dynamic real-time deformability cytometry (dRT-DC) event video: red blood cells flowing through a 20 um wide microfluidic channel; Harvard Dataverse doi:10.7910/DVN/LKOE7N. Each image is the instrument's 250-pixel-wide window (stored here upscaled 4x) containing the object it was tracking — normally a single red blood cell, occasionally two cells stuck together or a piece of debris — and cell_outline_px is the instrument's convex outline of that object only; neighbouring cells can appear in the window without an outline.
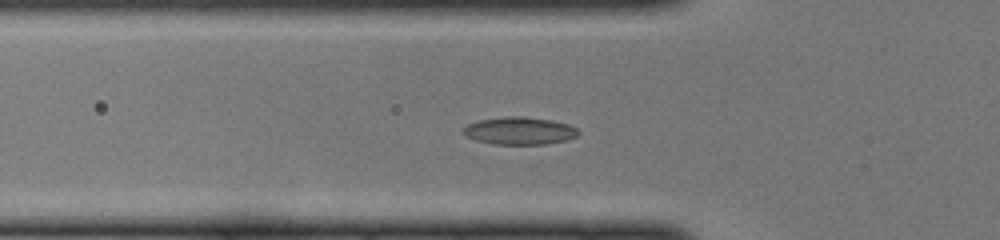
{"species": "common noctule bat (a hibernating species)", "species_latin": "Nyctalus noctula", "temperature_condition": "cold", "stored_images_in_passage": 47, "camera_frame_rate_fps": 3000, "um_per_image_px": 0.085, "animal": {"sex": "female", "body_mass_g": 22.0, "forearm_length_mm": 56.7}, "frame": {"image": 1, "passage_image": 15, "time_ms": 4.667, "image_size_px": [1000, 240], "cell_outline_px": [[580, 132], [576, 136], [568, 140], [548, 144], [492, 144], [476, 140], [464, 136], [460, 132], [468, 124], [476, 120], [508, 116], [524, 116], [552, 120], [568, 124], [576, 128]], "centroid_in_image_um": [44.13, 11.12], "position_along_channel_um": 81.7, "area_um2": 18.73}}
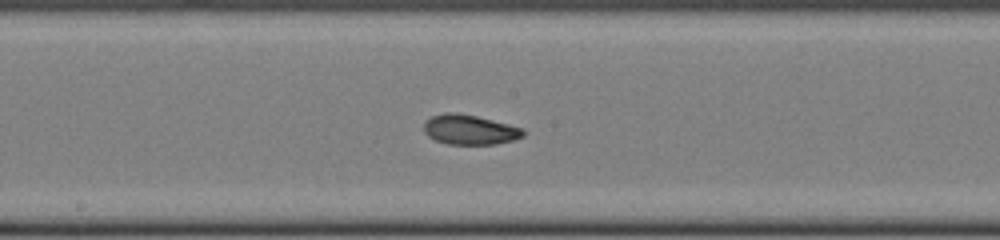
{"frame": {"image": 2, "passage_image": 24, "time_ms": 7.667, "image_size_px": [1000, 240], "cell_outline_px": [[524, 136], [512, 140], [496, 144], [448, 144], [436, 140], [428, 136], [424, 132], [424, 120], [432, 116], [444, 112], [456, 112], [476, 116], [524, 128]], "centroid_in_image_um": [39.9, 11.01], "position_along_channel_um": 208.3, "area_um2": 17.28}}
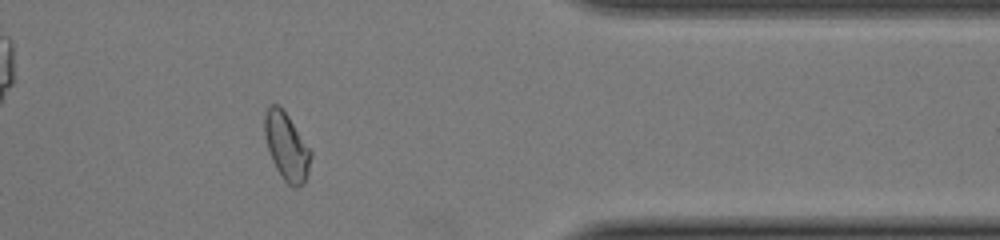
{"frame": {"image": 3, "passage_image": 38, "time_ms": 12.333, "image_size_px": [1000, 240], "cell_outline_px": [[312, 156], [308, 172], [304, 184], [296, 188], [292, 188], [284, 180], [276, 168], [272, 160], [264, 136], [264, 112], [272, 104], [280, 104], [312, 152]], "centroid_in_image_um": [24.35, 12.46], "position_along_channel_um": 387.0, "area_um2": 18.21}}